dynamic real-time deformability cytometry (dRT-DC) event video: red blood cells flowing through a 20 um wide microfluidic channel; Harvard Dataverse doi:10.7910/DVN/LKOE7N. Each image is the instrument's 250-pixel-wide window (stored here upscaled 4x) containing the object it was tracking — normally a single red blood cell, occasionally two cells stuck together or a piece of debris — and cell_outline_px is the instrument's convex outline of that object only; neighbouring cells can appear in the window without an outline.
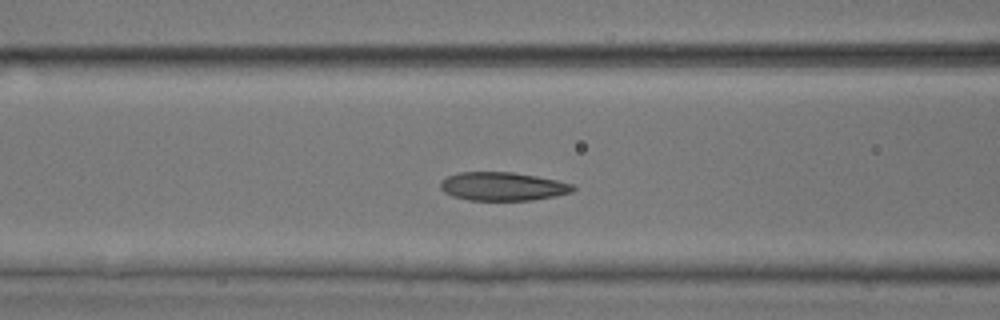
{"species": "common noctule bat (a hibernating species)", "species_latin": "Nyctalus noctula", "temperature_condition": "room temperature", "stored_images_in_passage": 41, "camera_frame_rate_fps": 3000, "um_per_image_px": 0.085, "animal": {"sex": "male", "body_mass_g": 17.9, "forearm_length_mm": 54.2}, "frame": {"image": 1, "passage_image": 9, "time_ms": 2.667, "image_size_px": [1000, 320], "cell_outline_px": [[576, 188], [572, 192], [556, 196], [532, 200], [468, 200], [452, 196], [444, 192], [440, 188], [440, 180], [448, 176], [460, 172], [512, 172], [536, 176], [556, 180], [572, 184]], "centroid_in_image_um": [42.71, 15.85], "position_along_channel_um": 123.9, "area_um2": 22.02}}
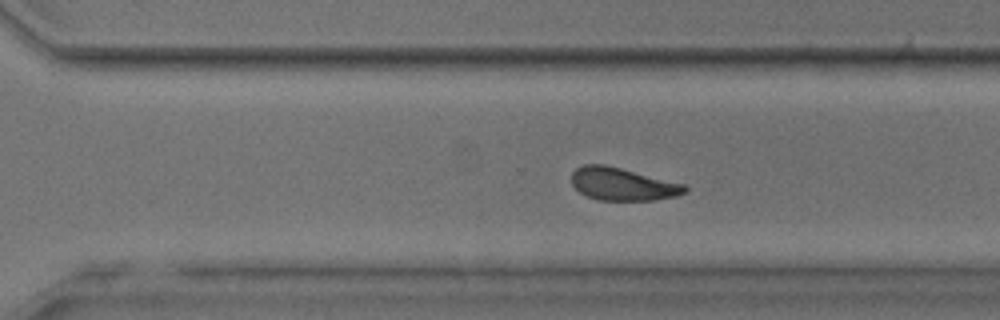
{"frame": {"image": 2, "passage_image": 24, "time_ms": 7.667, "image_size_px": [1000, 320], "cell_outline_px": [[688, 192], [676, 196], [656, 200], [600, 200], [588, 196], [580, 192], [572, 184], [572, 172], [576, 168], [584, 164], [604, 164], [684, 184], [688, 188]], "centroid_in_image_um": [52.93, 15.65], "position_along_channel_um": 317.7, "area_um2": 21.44}}
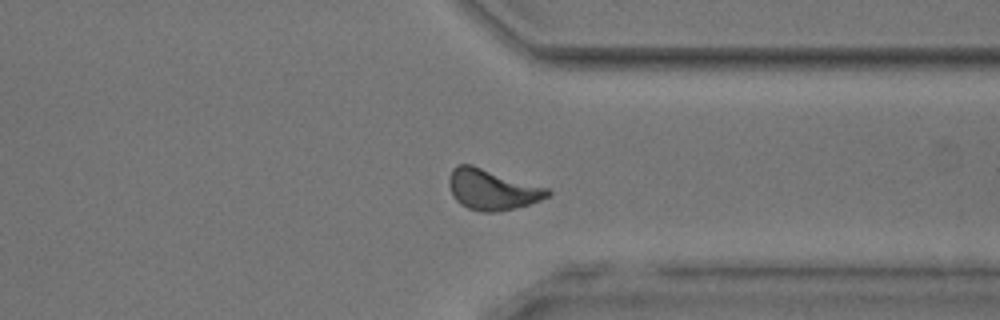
{"frame": {"image": 3, "passage_image": 28, "time_ms": 9.0, "image_size_px": [1000, 320], "cell_outline_px": [[552, 192], [548, 196], [540, 200], [528, 204], [496, 212], [484, 212], [468, 208], [460, 204], [452, 196], [448, 184], [448, 180], [452, 168], [456, 164], [472, 164], [548, 188]], "centroid_in_image_um": [41.79, 16.09], "position_along_channel_um": 369.6, "area_um2": 23.35}}